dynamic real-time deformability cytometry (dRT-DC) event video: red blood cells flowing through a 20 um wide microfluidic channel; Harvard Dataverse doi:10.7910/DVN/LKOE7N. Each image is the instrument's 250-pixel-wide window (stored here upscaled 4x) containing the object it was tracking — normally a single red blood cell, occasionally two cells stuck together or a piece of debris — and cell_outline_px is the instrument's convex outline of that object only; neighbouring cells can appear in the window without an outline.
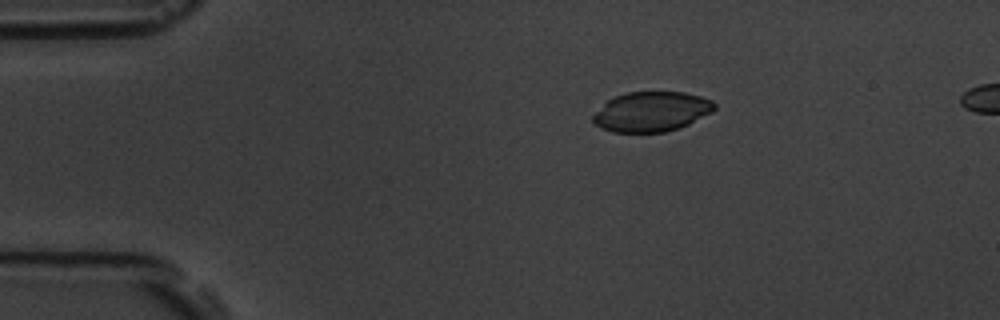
{"species": "common noctule bat (a hibernating species)", "species_latin": "Nyctalus noctula", "temperature_condition": "room temperature", "stored_images_in_passage": 6, "camera_frame_rate_fps": 3000, "um_per_image_px": 0.085, "animal": {"sex": "male", "body_mass_g": 19.5, "forearm_length_mm": 54.6}, "frame": {"image": 1, "passage_image": 1, "time_ms": 0.0, "image_size_px": [1000, 320], "cell_outline_px": [[716, 108], [712, 112], [680, 128], [664, 132], [612, 132], [600, 128], [592, 124], [592, 116], [608, 100], [616, 96], [628, 92], [684, 92], [700, 96], [712, 100], [716, 104]], "centroid_in_image_um": [55.37, 9.5], "position_along_channel_um": 29.6, "area_um2": 28.26}}